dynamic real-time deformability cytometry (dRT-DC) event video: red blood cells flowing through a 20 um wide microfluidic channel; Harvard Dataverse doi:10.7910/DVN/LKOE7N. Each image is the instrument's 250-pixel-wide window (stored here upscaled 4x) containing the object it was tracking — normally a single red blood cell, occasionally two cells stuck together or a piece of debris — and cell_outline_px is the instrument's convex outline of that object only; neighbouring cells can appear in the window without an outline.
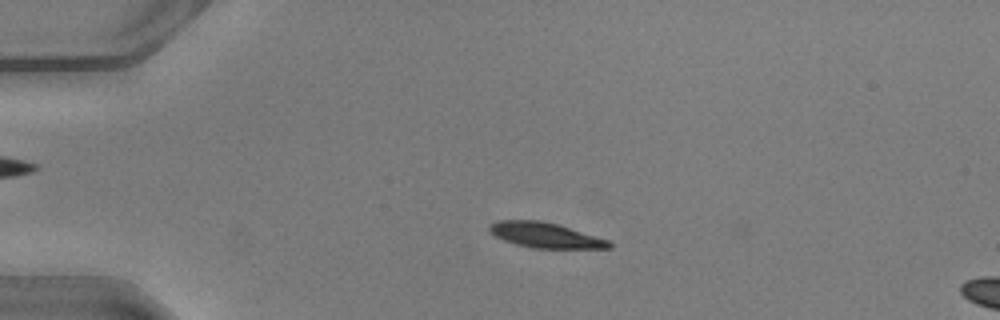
{"species": "common noctule bat (a hibernating species)", "species_latin": "Nyctalus noctula", "temperature_condition": "warm", "stored_images_in_passage": 15, "camera_frame_rate_fps": 3000, "um_per_image_px": 0.085, "animal": {"sex": "male", "body_mass_g": 20.5, "forearm_length_mm": 52.5}, "frame": {"image": 1, "passage_image": 12, "time_ms": 3.667, "image_size_px": [1000, 320], "cell_outline_px": [[612, 248], [532, 248], [516, 244], [504, 240], [488, 232], [488, 224], [500, 220], [540, 220], [556, 224], [608, 240], [612, 244]], "centroid_in_image_um": [46.29, 19.99], "position_along_channel_um": 38.7, "area_um2": 17.4}}